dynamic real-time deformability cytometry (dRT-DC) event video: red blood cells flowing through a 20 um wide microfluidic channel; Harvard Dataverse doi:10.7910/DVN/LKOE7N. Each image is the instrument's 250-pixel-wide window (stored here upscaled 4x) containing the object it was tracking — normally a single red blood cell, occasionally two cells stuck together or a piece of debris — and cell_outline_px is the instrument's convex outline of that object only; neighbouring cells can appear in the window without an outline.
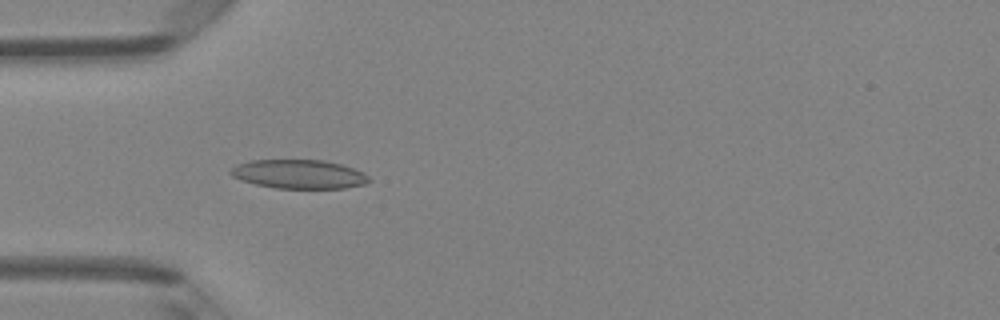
{"species": "Egyptian fruit bat (a non-hibernating species)", "species_latin": "Rousettus aegyptiacus", "temperature_condition": "room temperature", "stored_images_in_passage": 27, "camera_frame_rate_fps": 3000, "um_per_image_px": 0.085, "animal": {"sex": "female"}, "frame": {"image": 1, "passage_image": 15, "time_ms": 4.667, "image_size_px": [1000, 320], "cell_outline_px": [[372, 180], [364, 184], [344, 188], [276, 188], [256, 184], [240, 180], [232, 176], [228, 172], [236, 164], [252, 160], [324, 160], [344, 164], [364, 172]], "centroid_in_image_um": [25.43, 14.79], "position_along_channel_um": 59.6, "area_um2": 23.47}}
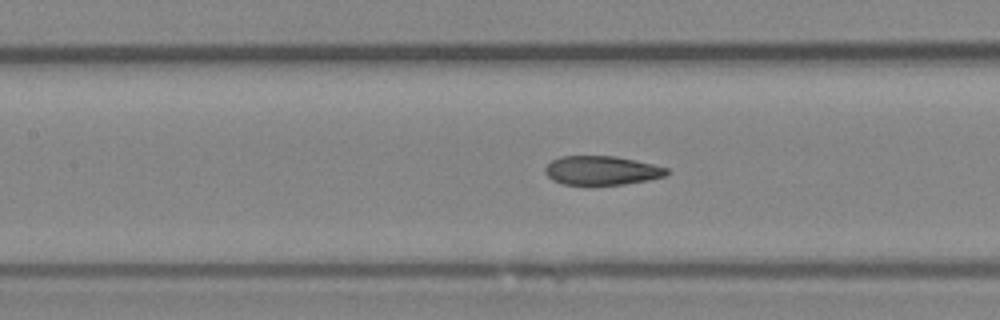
{"frame": {"image": 2, "passage_image": 22, "time_ms": 7.0, "image_size_px": [1000, 320], "cell_outline_px": [[668, 176], [648, 180], [624, 184], [592, 188], [564, 184], [552, 180], [544, 172], [544, 168], [552, 160], [560, 156], [616, 156], [636, 160], [668, 168]], "centroid_in_image_um": [51.13, 14.53], "position_along_channel_um": 156.3, "area_um2": 21.39}}
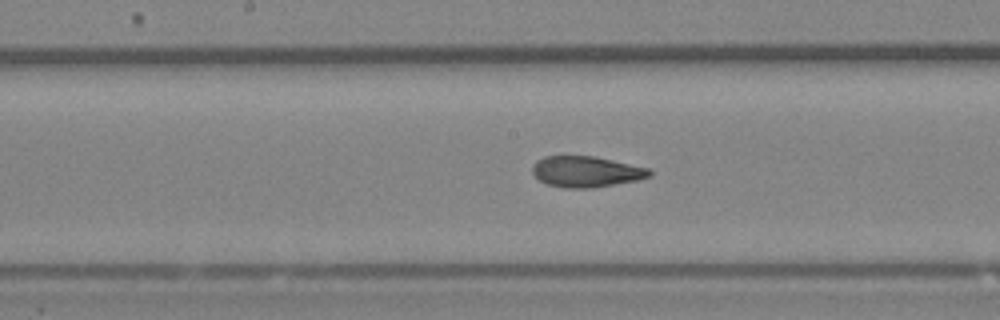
{"frame": {"image": 3, "passage_image": 25, "time_ms": 8.0, "image_size_px": [1000, 320], "cell_outline_px": [[652, 176], [636, 180], [592, 188], [564, 188], [548, 184], [540, 180], [532, 172], [532, 164], [536, 160], [544, 156], [596, 156], [648, 168], [652, 172]], "centroid_in_image_um": [49.81, 14.58], "position_along_channel_um": 198.4, "area_um2": 21.1}}